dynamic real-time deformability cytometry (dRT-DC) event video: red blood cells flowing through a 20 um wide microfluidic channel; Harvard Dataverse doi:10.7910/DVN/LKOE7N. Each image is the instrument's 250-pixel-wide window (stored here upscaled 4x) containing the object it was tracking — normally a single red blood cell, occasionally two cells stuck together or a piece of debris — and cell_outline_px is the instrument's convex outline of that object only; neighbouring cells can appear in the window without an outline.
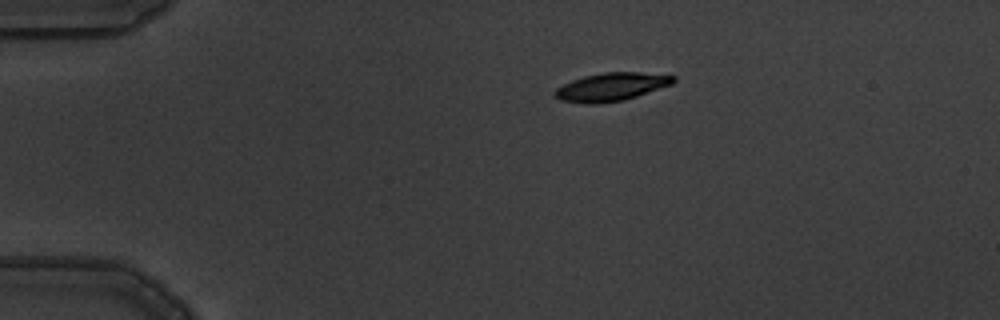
{"species": "common noctule bat (a hibernating species)", "species_latin": "Nyctalus noctula", "temperature_condition": "warm", "stored_images_in_passage": 4, "camera_frame_rate_fps": 3000, "um_per_image_px": 0.085, "animal": {"sex": "male", "body_mass_g": 19.5, "forearm_length_mm": 54.6}, "frame": {"image": 1, "passage_image": 1, "time_ms": 0.0, "image_size_px": [1000, 320], "cell_outline_px": [[676, 80], [672, 84], [624, 100], [596, 104], [584, 104], [560, 100], [552, 96], [552, 92], [556, 88], [572, 80], [584, 76], [604, 72], [640, 72], [676, 76]], "centroid_in_image_um": [51.91, 7.39], "position_along_channel_um": 33.1, "area_um2": 19.54}}